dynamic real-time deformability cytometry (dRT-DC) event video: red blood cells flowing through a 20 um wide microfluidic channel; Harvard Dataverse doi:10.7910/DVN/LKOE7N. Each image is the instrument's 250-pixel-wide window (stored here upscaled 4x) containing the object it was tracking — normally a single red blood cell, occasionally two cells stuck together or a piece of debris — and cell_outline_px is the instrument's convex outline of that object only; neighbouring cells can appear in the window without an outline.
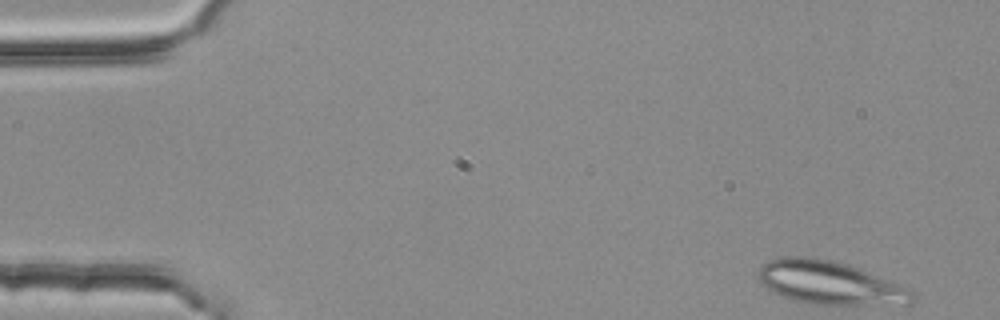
{"species": "common noctule bat (a hibernating species)", "species_latin": "Nyctalus noctula", "temperature_condition": "room temperature", "stored_images_in_passage": 4, "camera_frame_rate_fps": 3000, "um_per_image_px": 0.085, "animal": {"sex": "female", "body_mass_g": 25.1}, "frame": {"image": 1, "passage_image": 1, "time_ms": 0.0, "image_size_px": [1000, 320], "cell_outline_px": [[916, 300], [912, 304], [812, 304], [788, 300], [760, 284], [756, 276], [760, 268], [768, 260], [780, 256], [804, 256], [832, 260], [860, 268], [904, 284], [912, 288], [916, 296]], "centroid_in_image_um": [70.57, 24.03], "position_along_channel_um": 14.4, "area_um2": 39.71}}